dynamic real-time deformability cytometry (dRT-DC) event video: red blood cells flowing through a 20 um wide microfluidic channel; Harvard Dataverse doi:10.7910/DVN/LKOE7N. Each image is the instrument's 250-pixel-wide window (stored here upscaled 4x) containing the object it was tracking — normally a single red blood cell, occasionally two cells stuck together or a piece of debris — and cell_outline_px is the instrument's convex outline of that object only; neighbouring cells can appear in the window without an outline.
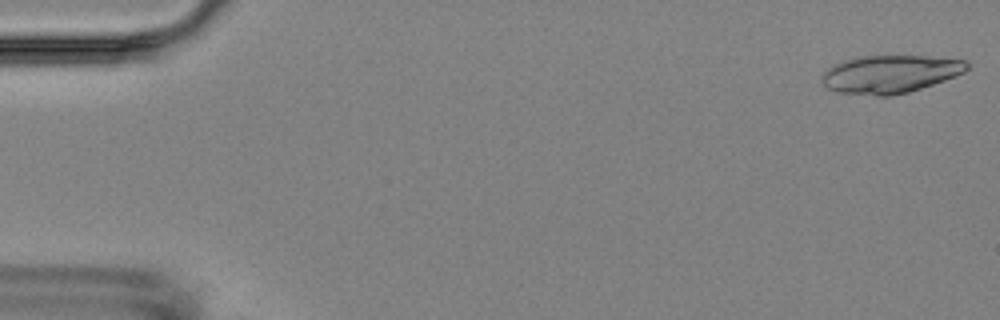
{"species": "Egyptian fruit bat (a non-hibernating species)", "species_latin": "Rousettus aegyptiacus", "temperature_condition": "room temperature", "stored_images_in_passage": 6, "camera_frame_rate_fps": 3000, "um_per_image_px": 0.085, "animal": {"sex": "female"}, "frame": {"image": 1, "passage_image": 1, "time_ms": 0.0, "image_size_px": [1000, 320], "cell_outline_px": [[968, 68], [964, 72], [956, 76], [908, 92], [892, 96], [876, 96], [836, 92], [828, 88], [824, 84], [820, 76], [832, 64], [856, 56], [928, 56], [968, 60]], "centroid_in_image_um": [75.64, 6.29], "position_along_channel_um": 9.4, "area_um2": 32.19}}